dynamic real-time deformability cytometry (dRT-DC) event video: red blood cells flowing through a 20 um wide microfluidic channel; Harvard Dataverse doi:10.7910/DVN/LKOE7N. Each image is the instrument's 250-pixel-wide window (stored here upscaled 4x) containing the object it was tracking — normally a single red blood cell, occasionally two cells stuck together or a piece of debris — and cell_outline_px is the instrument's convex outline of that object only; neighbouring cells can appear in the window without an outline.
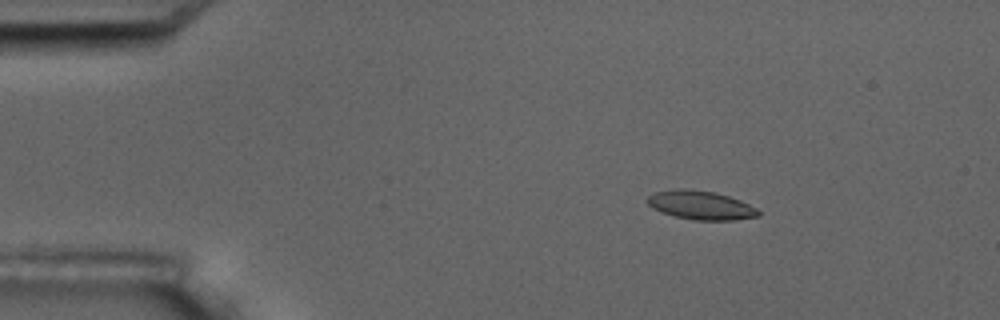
{"species": "common noctule bat (a hibernating species)", "species_latin": "Nyctalus noctula", "temperature_condition": "room temperature", "stored_images_in_passage": 6, "camera_frame_rate_fps": 3000, "um_per_image_px": 0.085, "animal": {"sex": "male", "body_mass_g": 17.5, "forearm_length_mm": 52.3}, "frame": {"image": 1, "passage_image": 3, "time_ms": 2.333, "image_size_px": [1000, 320], "cell_outline_px": [[760, 216], [736, 220], [696, 220], [676, 216], [652, 208], [648, 204], [648, 196], [656, 192], [676, 188], [684, 188], [716, 192], [740, 200], [756, 208], [760, 212]], "centroid_in_image_um": [59.59, 17.43], "position_along_channel_um": 25.4, "area_um2": 18.5}}